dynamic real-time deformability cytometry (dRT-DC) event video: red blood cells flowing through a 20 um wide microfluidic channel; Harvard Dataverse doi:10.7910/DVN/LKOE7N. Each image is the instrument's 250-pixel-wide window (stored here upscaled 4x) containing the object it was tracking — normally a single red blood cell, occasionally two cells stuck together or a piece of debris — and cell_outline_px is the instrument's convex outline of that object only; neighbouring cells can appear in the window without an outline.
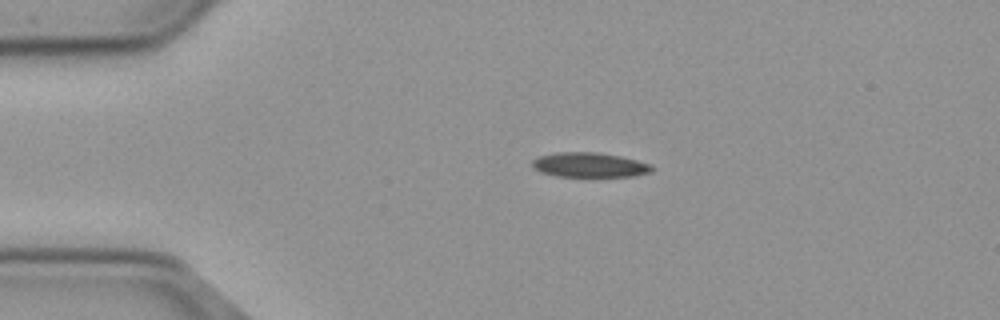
{"species": "common noctule bat (a hibernating species)", "species_latin": "Nyctalus noctula", "temperature_condition": "cold", "stored_images_in_passage": 53, "camera_frame_rate_fps": 3000, "um_per_image_px": 0.085, "animal": {"sex": "male", "body_mass_g": 23.1, "forearm_length_mm": 52.7}, "frame": {"image": 1, "passage_image": 9, "time_ms": 2.667, "image_size_px": [1000, 320], "cell_outline_px": [[652, 172], [632, 176], [556, 176], [540, 172], [532, 168], [532, 160], [540, 156], [560, 152], [592, 152], [620, 156], [636, 160], [648, 164], [652, 168]], "centroid_in_image_um": [50.06, 14.02], "position_along_channel_um": 34.9, "area_um2": 16.94}}
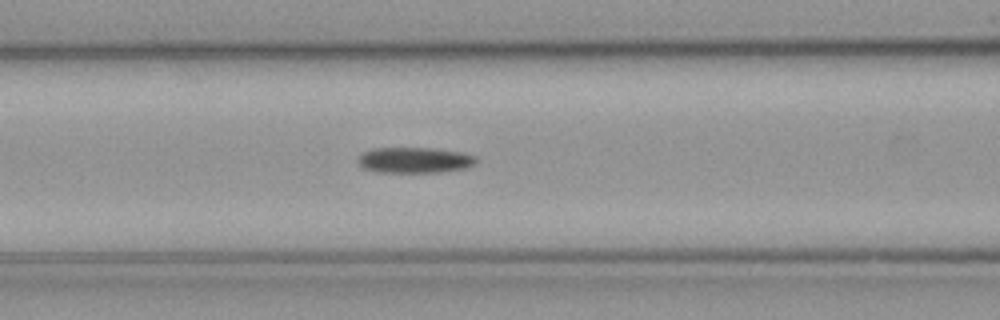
{"frame": {"image": 2, "passage_image": 20, "time_ms": 6.333, "image_size_px": [1000, 320], "cell_outline_px": [[476, 160], [472, 164], [464, 168], [440, 172], [376, 172], [364, 168], [356, 160], [364, 152], [372, 148], [432, 148], [460, 152], [476, 156]], "centroid_in_image_um": [35.2, 13.61], "position_along_channel_um": 131.4, "area_um2": 17.51}}
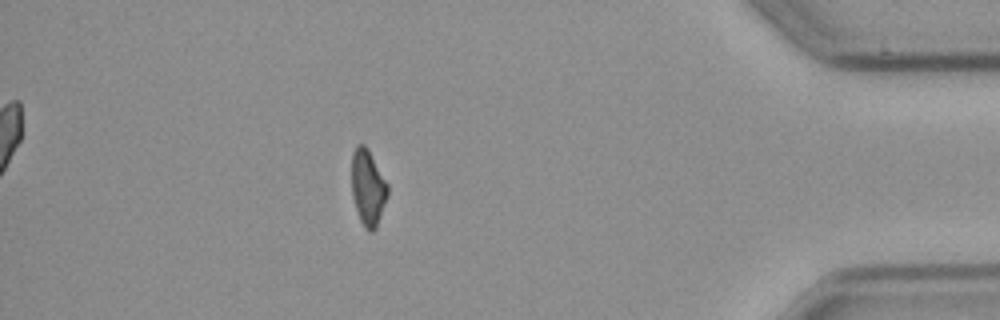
{"frame": {"image": 3, "passage_image": 46, "time_ms": 15.0, "image_size_px": [1000, 320], "cell_outline_px": [[388, 196], [376, 228], [372, 232], [368, 232], [364, 228], [360, 220], [352, 196], [352, 152], [356, 144], [364, 144], [368, 148], [388, 184]], "centroid_in_image_um": [31.27, 15.94], "position_along_channel_um": 403.9, "area_um2": 16.07}}